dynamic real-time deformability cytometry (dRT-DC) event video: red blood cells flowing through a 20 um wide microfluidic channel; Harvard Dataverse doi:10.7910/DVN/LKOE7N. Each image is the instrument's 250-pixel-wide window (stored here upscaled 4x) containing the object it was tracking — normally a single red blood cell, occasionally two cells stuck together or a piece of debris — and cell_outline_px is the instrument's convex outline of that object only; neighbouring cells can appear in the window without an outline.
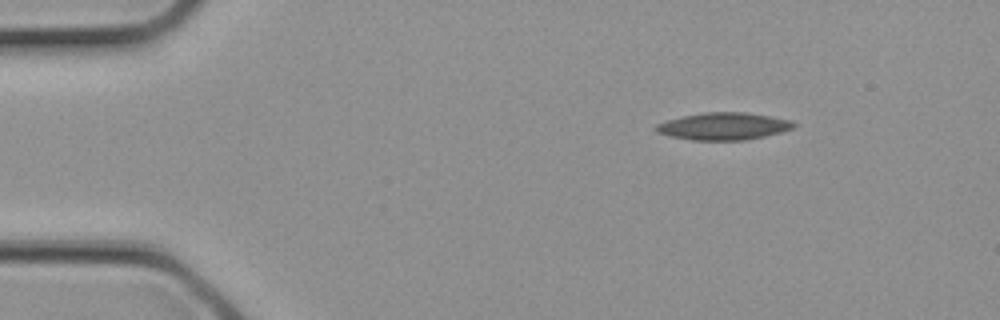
{"species": "common noctule bat (a hibernating species)", "species_latin": "Nyctalus noctula", "temperature_condition": "cold", "stored_images_in_passage": 4, "camera_frame_rate_fps": 3000, "um_per_image_px": 0.085, "animal": {"sex": "female", "body_mass_g": 21.9}, "frame": {"image": 1, "passage_image": 4, "time_ms": 1.0, "image_size_px": [1000, 320], "cell_outline_px": [[796, 124], [792, 128], [784, 132], [744, 140], [692, 140], [668, 136], [656, 132], [652, 128], [656, 124], [668, 120], [684, 116], [704, 112], [744, 112], [772, 116], [792, 120]], "centroid_in_image_um": [61.5, 10.73], "position_along_channel_um": 23.5, "area_um2": 22.02}}